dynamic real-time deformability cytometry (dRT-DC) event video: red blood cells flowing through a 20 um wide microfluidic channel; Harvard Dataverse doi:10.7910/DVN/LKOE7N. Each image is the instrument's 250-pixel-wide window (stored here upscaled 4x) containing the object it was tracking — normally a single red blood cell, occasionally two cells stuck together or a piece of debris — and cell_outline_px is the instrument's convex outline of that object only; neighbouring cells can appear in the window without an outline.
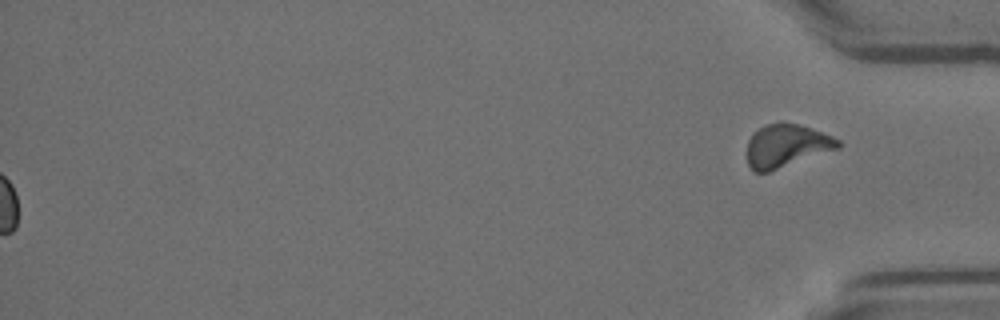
{"species": "Egyptian fruit bat (a non-hibernating species)", "species_latin": "Rousettus aegyptiacus", "temperature_condition": "room temperature", "stored_images_in_passage": 55, "segment_of_instrument_passage": [2, 2], "camera_frame_rate_fps": 3000, "um_per_image_px": 0.085, "animal": {"sex": "female"}, "frame": {"image": 1, "passage_image": 55, "time_ms": 18.0, "image_size_px": [1000, 320], "cell_outline_px": [[840, 148], [768, 172], [756, 172], [748, 164], [748, 140], [764, 124], [780, 120], [800, 124], [812, 128], [832, 136], [840, 140]], "centroid_in_image_um": [66.87, 12.36], "position_along_channel_um": 368.3, "area_um2": 22.89}}